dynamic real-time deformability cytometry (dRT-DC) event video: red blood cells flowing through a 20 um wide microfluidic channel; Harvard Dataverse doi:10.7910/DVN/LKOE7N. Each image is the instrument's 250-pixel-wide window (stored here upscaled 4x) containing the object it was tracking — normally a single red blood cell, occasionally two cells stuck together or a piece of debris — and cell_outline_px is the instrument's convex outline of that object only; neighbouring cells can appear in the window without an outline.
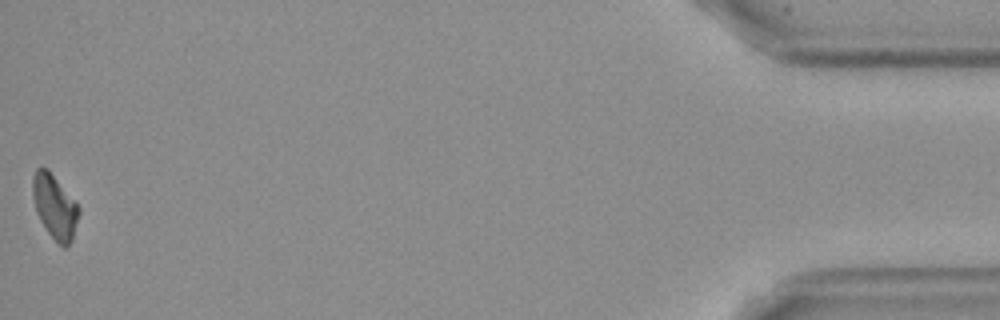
{"species": "Egyptian fruit bat (a non-hibernating species)", "species_latin": "Rousettus aegyptiacus", "temperature_condition": "cold", "stored_images_in_passage": 57, "camera_frame_rate_fps": 3000, "um_per_image_px": 0.085, "frame": {"image": 1, "passage_image": 57, "time_ms": 18.667, "image_size_px": [1000, 320], "cell_outline_px": [[80, 212], [72, 240], [64, 248], [48, 232], [40, 220], [36, 212], [32, 196], [32, 176], [36, 168], [48, 168], [80, 208]], "centroid_in_image_um": [4.63, 17.53], "position_along_channel_um": 430.6, "area_um2": 17.11}, "authors_computed_cell_mechanics": {"area_um2": 18.0914, "velocity_mm_per_s": 3.5984, "shape_relaxation_time_tau1_ms": 4.7095, "shape_relaxation_time_tau2_ms": null, "deformation_change_tau1": 0.172, "deformation_change_tau2": null}}